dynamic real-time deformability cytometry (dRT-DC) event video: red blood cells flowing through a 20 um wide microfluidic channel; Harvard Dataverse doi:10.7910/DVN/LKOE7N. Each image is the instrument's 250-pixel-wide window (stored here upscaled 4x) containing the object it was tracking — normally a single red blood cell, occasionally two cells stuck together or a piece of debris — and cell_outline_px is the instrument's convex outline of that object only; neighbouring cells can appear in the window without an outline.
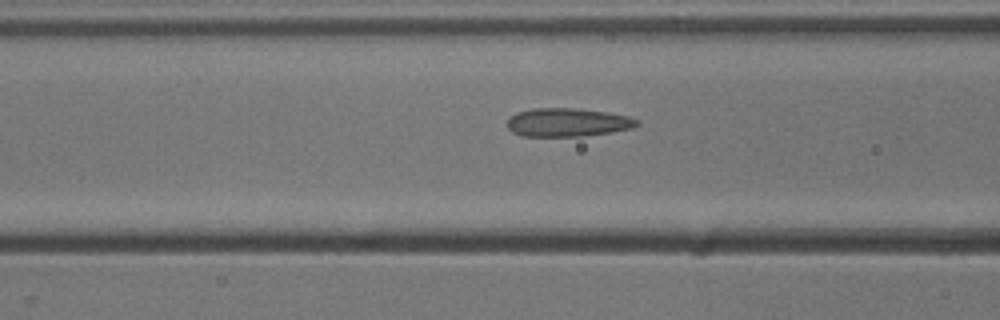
{"species": "common noctule bat (a hibernating species)", "species_latin": "Nyctalus noctula", "temperature_condition": "cold", "stored_images_in_passage": 9, "camera_frame_rate_fps": 3000, "um_per_image_px": 0.085, "animal": {"sex": "male", "body_mass_g": 13.3}, "frame": {"image": 1, "passage_image": 7, "time_ms": 2.0, "image_size_px": [1000, 320], "cell_outline_px": [[640, 124], [632, 128], [612, 132], [580, 136], [520, 136], [512, 132], [508, 128], [508, 120], [516, 112], [532, 108], [576, 108], [608, 112], [628, 116], [640, 120]], "centroid_in_image_um": [48.26, 10.4], "position_along_channel_um": 118.3, "area_um2": 21.62}}